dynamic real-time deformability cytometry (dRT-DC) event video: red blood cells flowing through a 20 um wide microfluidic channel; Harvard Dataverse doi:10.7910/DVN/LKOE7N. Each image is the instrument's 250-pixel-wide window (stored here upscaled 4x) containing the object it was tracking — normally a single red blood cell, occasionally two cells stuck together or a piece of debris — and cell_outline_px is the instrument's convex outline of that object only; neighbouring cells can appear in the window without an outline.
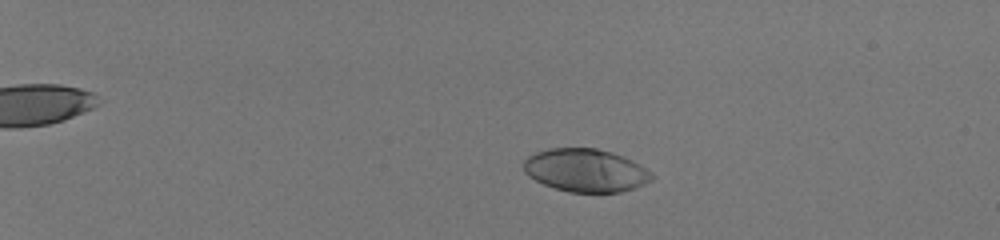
{"species": "human", "species_latin": "Homo sapiens", "temperature_condition": "room temperature", "stored_images_in_passage": 57, "camera_frame_rate_fps": 3000, "um_per_image_px": 0.085, "donor": {"sex": "male"}, "frame": {"image": 1, "passage_image": 15, "time_ms": 4.667, "image_size_px": [1000, 240], "cell_outline_px": [[656, 176], [652, 180], [636, 188], [620, 192], [568, 192], [544, 184], [528, 176], [524, 172], [524, 160], [528, 156], [536, 152], [548, 148], [596, 148], [612, 152], [624, 156], [640, 164], [652, 172]], "centroid_in_image_um": [49.82, 14.48], "position_along_channel_um": 35.2, "area_um2": 32.37}}
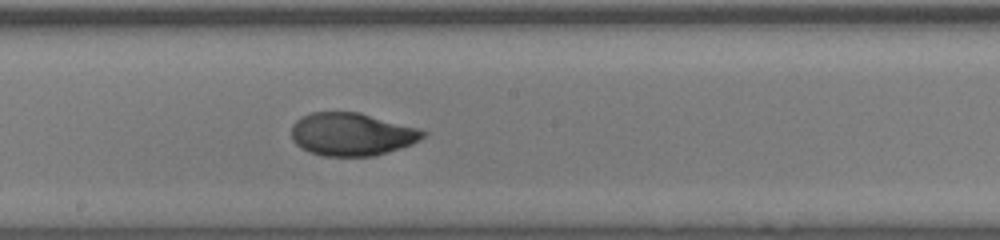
{"frame": {"image": 2, "passage_image": 38, "time_ms": 12.333, "image_size_px": [1000, 240], "cell_outline_px": [[428, 132], [420, 140], [412, 144], [400, 148], [372, 156], [324, 156], [308, 152], [300, 148], [292, 140], [292, 124], [300, 116], [312, 112], [360, 112], [420, 128]], "centroid_in_image_um": [29.89, 11.4], "position_along_channel_um": 218.3, "area_um2": 33.18}}
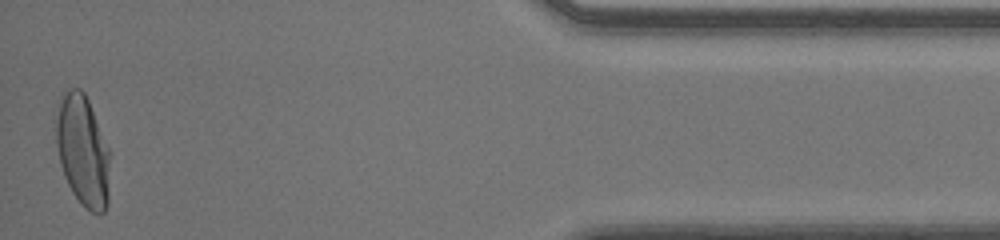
{"frame": {"image": 3, "passage_image": 57, "time_ms": 18.667, "image_size_px": [1000, 240], "cell_outline_px": [[112, 152], [108, 204], [104, 212], [100, 216], [84, 208], [72, 192], [64, 176], [60, 164], [56, 144], [56, 120], [60, 100], [64, 92], [68, 88], [80, 88], [84, 92], [88, 100]], "centroid_in_image_um": [7.09, 12.86], "position_along_channel_um": 428.1, "area_um2": 35.78}, "authors_computed_cell_mechanics": {"area_um2": 33.3506, "velocity_mm_per_s": 4.0954, "shape_relaxation_time_tau1_ms": 4.5795, "shape_relaxation_time_tau2_ms": null, "deformation_change_tau1": 0.2372, "deformation_change_tau2": null}}